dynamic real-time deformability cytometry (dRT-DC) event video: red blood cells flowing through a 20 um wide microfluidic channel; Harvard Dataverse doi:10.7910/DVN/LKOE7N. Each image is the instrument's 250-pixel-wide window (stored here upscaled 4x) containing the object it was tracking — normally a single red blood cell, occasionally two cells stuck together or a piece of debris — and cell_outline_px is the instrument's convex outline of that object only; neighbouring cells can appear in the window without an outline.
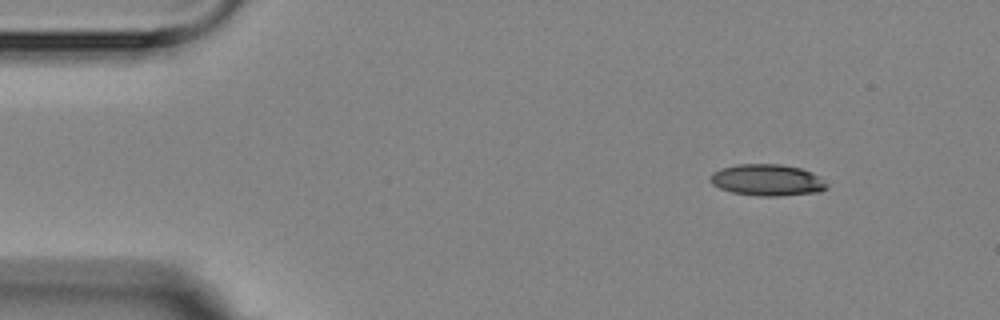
{"species": "Egyptian fruit bat (a non-hibernating species)", "species_latin": "Rousettus aegyptiacus", "temperature_condition": "room temperature", "stored_images_in_passage": 3, "camera_frame_rate_fps": 3000, "um_per_image_px": 0.085, "animal": {"sex": "female"}, "frame": {"image": 1, "passage_image": 1, "time_ms": 0.0, "image_size_px": [1000, 320], "cell_outline_px": [[828, 188], [820, 192], [780, 196], [760, 196], [732, 192], [720, 188], [712, 184], [708, 180], [708, 176], [712, 172], [720, 168], [736, 164], [780, 164], [800, 168], [812, 172], [820, 176], [828, 184]], "centroid_in_image_um": [65.21, 15.3], "position_along_channel_um": 19.8, "area_um2": 21.73}}